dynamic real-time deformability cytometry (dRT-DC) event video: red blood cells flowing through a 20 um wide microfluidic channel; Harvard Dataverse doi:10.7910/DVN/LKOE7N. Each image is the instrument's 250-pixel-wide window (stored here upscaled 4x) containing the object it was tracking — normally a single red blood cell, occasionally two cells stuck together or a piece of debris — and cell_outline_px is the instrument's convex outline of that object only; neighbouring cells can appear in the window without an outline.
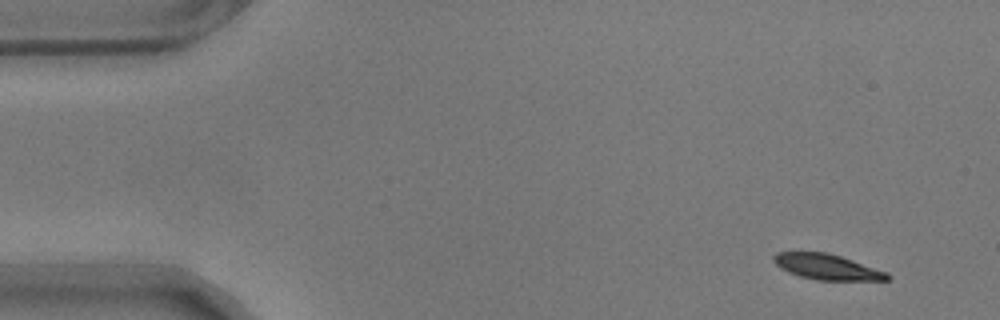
{"species": "common noctule bat (a hibernating species)", "species_latin": "Nyctalus noctula", "temperature_condition": "warm", "stored_images_in_passage": 55, "segment_of_instrument_passage": [1, 2], "camera_frame_rate_fps": 3000, "um_per_image_px": 0.085, "animal": {"sex": "male", "body_mass_g": 17.9}, "frame": {"image": 1, "passage_image": 1, "time_ms": 0.0, "image_size_px": [1000, 320], "cell_outline_px": [[892, 276], [888, 280], [816, 280], [800, 276], [788, 272], [780, 268], [772, 260], [772, 256], [776, 252], [828, 252], [888, 272]], "centroid_in_image_um": [70.28, 22.68], "position_along_channel_um": 14.7, "area_um2": 16.94}}
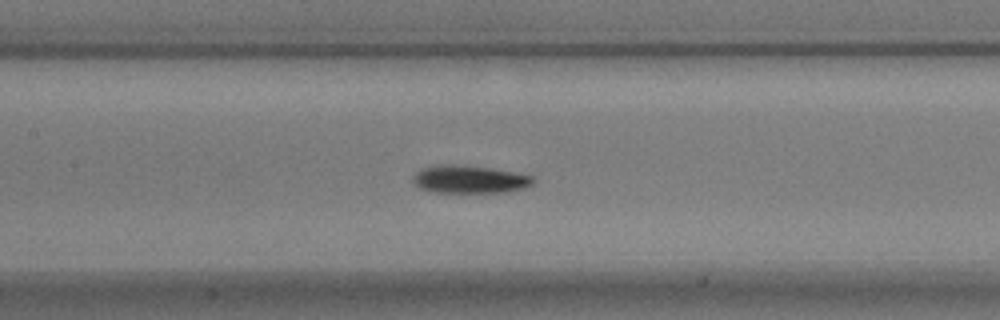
{"frame": {"image": 2, "passage_image": 23, "time_ms": 7.333, "image_size_px": [1000, 320], "cell_outline_px": [[536, 180], [532, 184], [508, 192], [432, 192], [420, 188], [412, 184], [412, 176], [420, 168], [488, 168], [512, 172], [532, 176]], "centroid_in_image_um": [39.92, 15.31], "position_along_channel_um": 167.5, "area_um2": 18.26}}
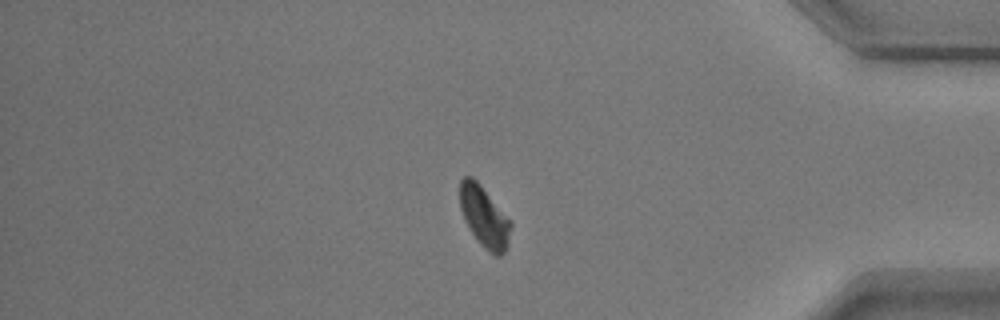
{"frame": {"image": 3, "passage_image": 45, "time_ms": 14.667, "image_size_px": [1000, 320], "cell_outline_px": [[512, 224], [508, 248], [500, 256], [496, 256], [484, 248], [476, 240], [464, 220], [460, 208], [460, 180], [464, 176], [472, 176], [480, 184]], "centroid_in_image_um": [41.15, 18.45], "position_along_channel_um": 394.0, "area_um2": 17.98}}